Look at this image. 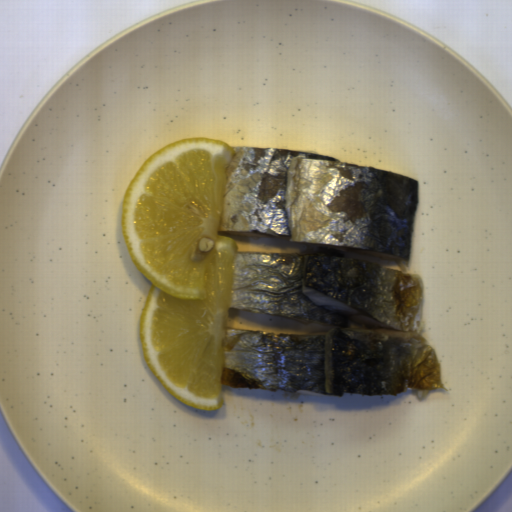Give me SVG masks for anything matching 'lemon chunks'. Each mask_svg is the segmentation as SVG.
I'll use <instances>...</instances> for the list:
<instances>
[{"instance_id": "e0be4373", "label": "lemon chunks", "mask_w": 512, "mask_h": 512, "mask_svg": "<svg viewBox=\"0 0 512 512\" xmlns=\"http://www.w3.org/2000/svg\"><path fill=\"white\" fill-rule=\"evenodd\" d=\"M237 154L213 137L158 148L128 182L121 210L125 248L153 284L138 326L145 361L170 395L202 411L225 401L224 339L239 250L220 228Z\"/></svg>"}]
</instances>
